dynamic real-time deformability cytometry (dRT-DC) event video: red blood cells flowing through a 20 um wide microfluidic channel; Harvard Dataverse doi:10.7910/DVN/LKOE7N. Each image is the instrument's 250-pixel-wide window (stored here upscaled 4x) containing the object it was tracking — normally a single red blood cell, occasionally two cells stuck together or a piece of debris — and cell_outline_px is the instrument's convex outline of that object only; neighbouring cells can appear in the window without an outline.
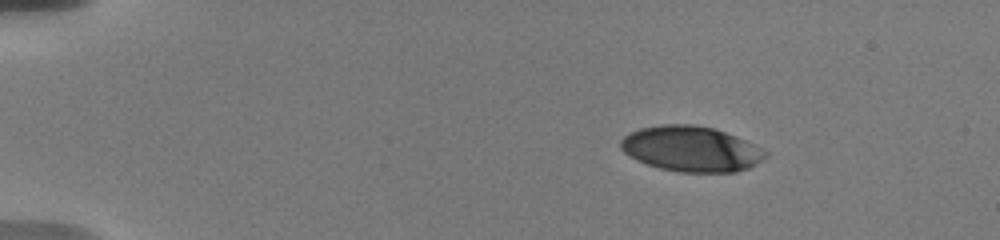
{"species": "human", "species_latin": "Homo sapiens", "temperature_condition": "warm", "stored_images_in_passage": 40, "camera_frame_rate_fps": 3000, "um_per_image_px": 0.085, "donor": {"sex": "male"}, "frame": {"image": 1, "passage_image": 1, "time_ms": 0.0, "image_size_px": [1000, 240], "cell_outline_px": [[768, 152], [760, 160], [748, 168], [736, 172], [680, 172], [660, 168], [636, 160], [628, 156], [620, 148], [620, 140], [624, 136], [640, 128], [660, 124], [692, 124], [716, 128]], "centroid_in_image_um": [58.67, 12.65], "position_along_channel_um": 26.3, "area_um2": 37.92}}
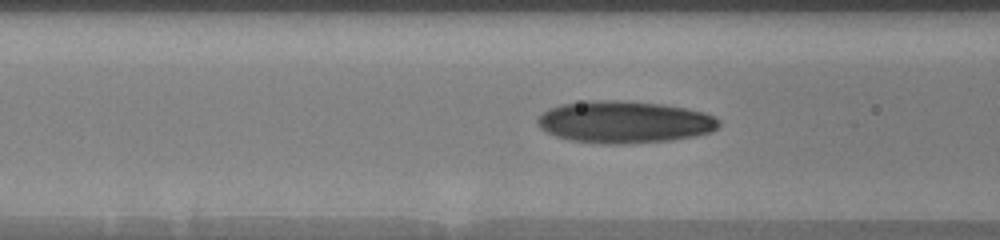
{"frame": {"image": 2, "passage_image": 28, "time_ms": 5.0, "image_size_px": [1000, 240], "cell_outline_px": [[720, 124], [712, 132], [696, 136], [672, 140], [632, 144], [600, 144], [568, 140], [556, 136], [540, 128], [536, 120], [548, 108], [560, 104], [588, 100], [624, 100], [664, 104], [704, 112], [720, 120]], "centroid_in_image_um": [53.07, 10.37], "position_along_channel_um": 113.5, "area_um2": 44.97}}
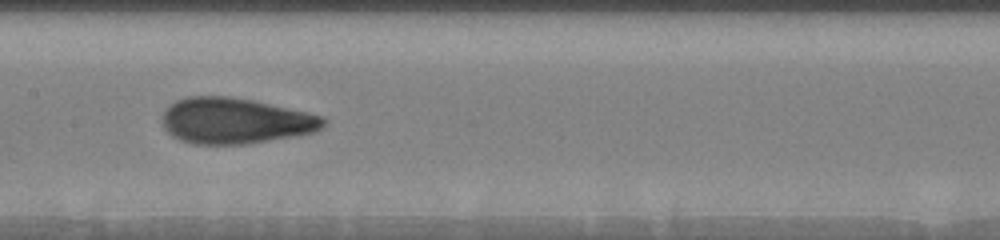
{"frame": {"image": 3, "passage_image": 39, "time_ms": 7.0, "image_size_px": [1000, 240], "cell_outline_px": [[328, 120], [316, 132], [248, 144], [196, 144], [180, 140], [172, 136], [164, 128], [160, 116], [164, 108], [168, 104], [176, 100], [188, 96], [228, 96], [252, 100], [308, 112], [324, 116]], "centroid_in_image_um": [19.96, 10.26], "position_along_channel_um": 187.4, "area_um2": 43.47}}